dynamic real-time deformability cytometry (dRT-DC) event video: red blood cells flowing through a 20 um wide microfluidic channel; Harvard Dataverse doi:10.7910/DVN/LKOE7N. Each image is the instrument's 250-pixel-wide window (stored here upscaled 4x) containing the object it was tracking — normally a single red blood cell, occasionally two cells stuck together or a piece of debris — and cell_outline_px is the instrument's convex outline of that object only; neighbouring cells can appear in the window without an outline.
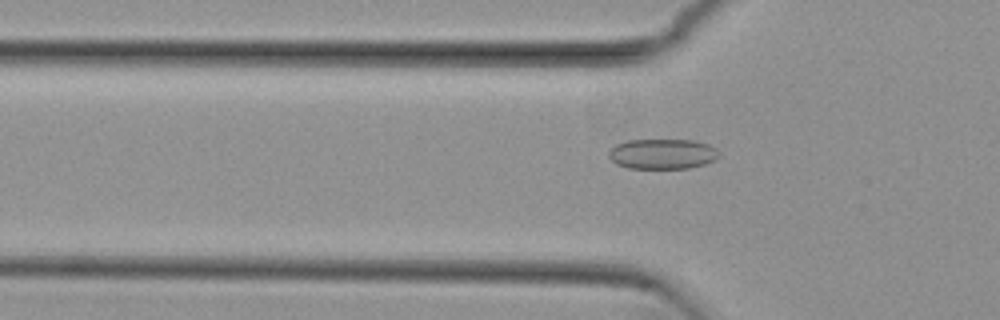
{"species": "common noctule bat (a hibernating species)", "species_latin": "Nyctalus noctula", "temperature_condition": "cold", "stored_images_in_passage": 42, "camera_frame_rate_fps": 3000, "um_per_image_px": 0.085, "animal": {"sex": "female", "body_mass_g": 29.2, "forearm_length_mm": 56.3}, "frame": {"image": 1, "passage_image": 5, "time_ms": 1.333, "image_size_px": [1000, 320], "cell_outline_px": [[720, 156], [704, 164], [688, 168], [628, 168], [616, 164], [608, 156], [608, 152], [616, 144], [628, 140], [692, 140], [708, 144], [716, 148], [720, 152]], "centroid_in_image_um": [56.3, 13.08], "position_along_channel_um": 69.5, "area_um2": 19.36}}
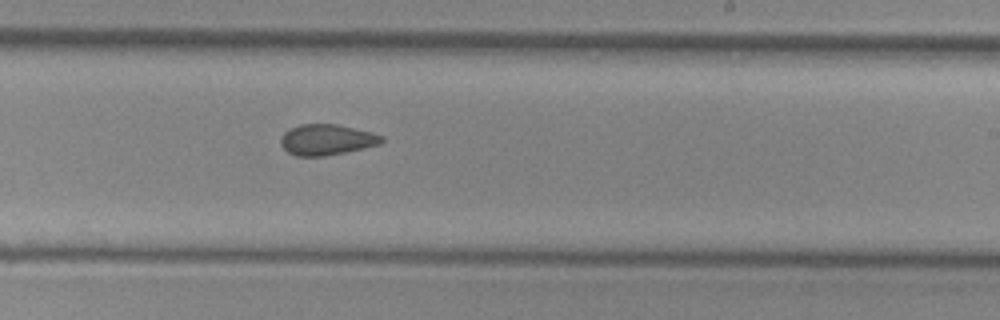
{"frame": {"image": 2, "passage_image": 20, "time_ms": 6.333, "image_size_px": [1000, 320], "cell_outline_px": [[384, 140], [380, 144], [344, 152], [324, 156], [296, 156], [288, 152], [280, 144], [280, 136], [284, 132], [300, 124], [336, 124], [372, 132], [384, 136]], "centroid_in_image_um": [27.76, 11.87], "position_along_channel_um": 261.2, "area_um2": 18.03}}
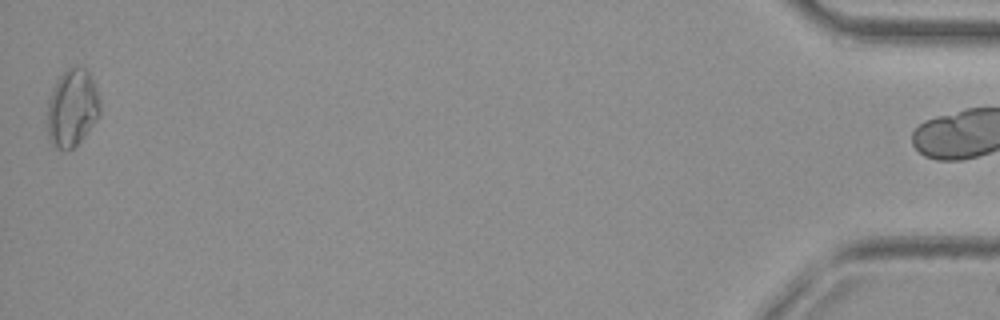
{"frame": {"image": 3, "passage_image": 41, "time_ms": 13.333, "image_size_px": [1000, 320], "cell_outline_px": [[100, 116], [88, 132], [68, 152], [56, 148], [52, 144], [48, 136], [44, 120], [44, 112], [52, 88], [56, 80], [68, 68], [76, 64], [84, 68], [88, 72], [100, 96]], "centroid_in_image_um": [6.09, 9.19], "position_along_channel_um": 429.1, "area_um2": 24.68}, "authors_computed_cell_mechanics": {"area_um2": 18.8139, "velocity_mm_per_s": 3.8276, "shape_relaxation_time_tau1_ms": null, "shape_relaxation_time_tau2_ms": 2.7922, "deformation_change_tau1": null, "deformation_change_tau2": 0.0731}}